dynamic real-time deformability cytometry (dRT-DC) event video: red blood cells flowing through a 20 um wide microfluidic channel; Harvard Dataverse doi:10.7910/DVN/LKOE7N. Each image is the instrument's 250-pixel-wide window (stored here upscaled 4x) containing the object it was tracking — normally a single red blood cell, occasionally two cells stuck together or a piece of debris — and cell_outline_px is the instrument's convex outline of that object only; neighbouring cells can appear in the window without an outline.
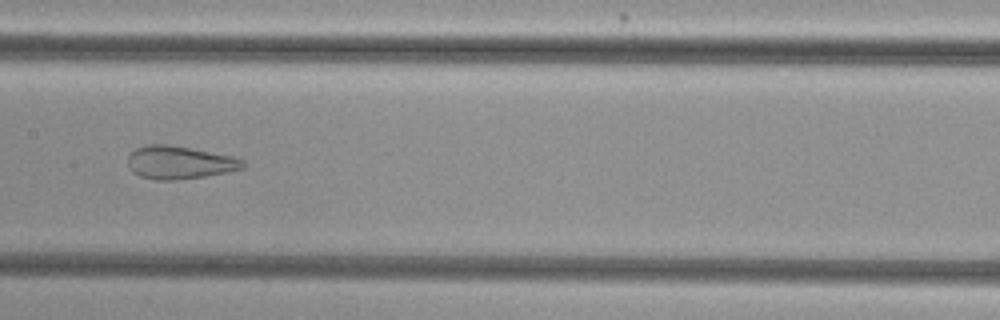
{"species": "common noctule bat (a hibernating species)", "species_latin": "Nyctalus noctula", "temperature_condition": "cold", "stored_images_in_passage": 46, "camera_frame_rate_fps": 3000, "um_per_image_px": 0.085, "animal": {"sex": "female", "body_mass_g": 29.2, "forearm_length_mm": 56.3}, "frame": {"image": 1, "passage_image": 20, "time_ms": 6.333, "image_size_px": [1000, 320], "cell_outline_px": [[244, 168], [204, 176], [176, 180], [156, 180], [140, 176], [132, 172], [128, 168], [128, 156], [136, 148], [148, 144], [168, 144], [232, 156], [244, 160]], "centroid_in_image_um": [15.21, 13.81], "position_along_channel_um": 192.2, "area_um2": 21.96}}
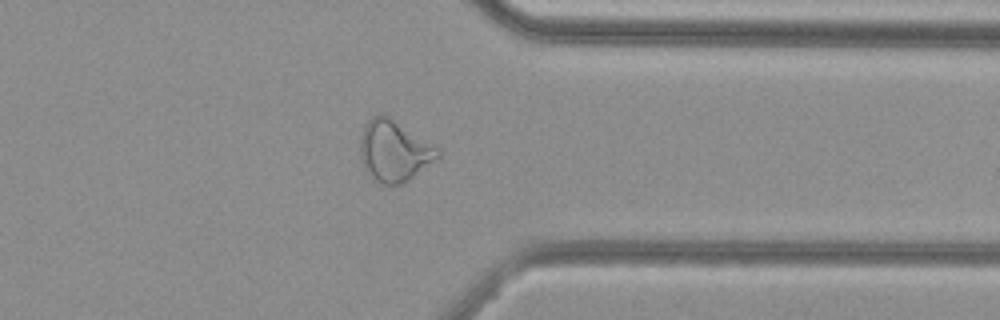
{"frame": {"image": 2, "passage_image": 35, "time_ms": 11.333, "image_size_px": [1000, 320], "cell_outline_px": [[440, 156], [404, 184], [380, 184], [364, 168], [360, 156], [360, 140], [364, 128], [368, 120], [372, 116], [392, 116], [440, 148]], "centroid_in_image_um": [33.53, 12.81], "position_along_channel_um": 377.9, "area_um2": 27.74}}
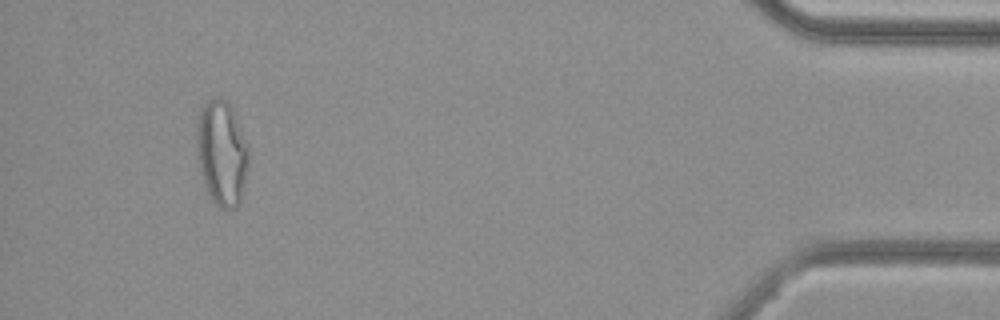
{"frame": {"image": 3, "passage_image": 43, "time_ms": 14.0, "image_size_px": [1000, 320], "cell_outline_px": [[248, 168], [240, 204], [236, 208], [220, 208], [212, 200], [204, 184], [196, 160], [196, 128], [200, 108], [208, 100], [216, 96], [220, 96], [232, 108], [248, 144]], "centroid_in_image_um": [18.83, 13.0], "position_along_channel_um": 416.4, "area_um2": 32.31}, "authors_computed_cell_mechanics": {"area_um2": 28.2064, "velocity_mm_per_s": 3.7994, "shape_relaxation_time_tau1_ms": null, "shape_relaxation_time_tau2_ms": 1.2551, "deformation_change_tau1": null, "deformation_change_tau2": 0.0953}}